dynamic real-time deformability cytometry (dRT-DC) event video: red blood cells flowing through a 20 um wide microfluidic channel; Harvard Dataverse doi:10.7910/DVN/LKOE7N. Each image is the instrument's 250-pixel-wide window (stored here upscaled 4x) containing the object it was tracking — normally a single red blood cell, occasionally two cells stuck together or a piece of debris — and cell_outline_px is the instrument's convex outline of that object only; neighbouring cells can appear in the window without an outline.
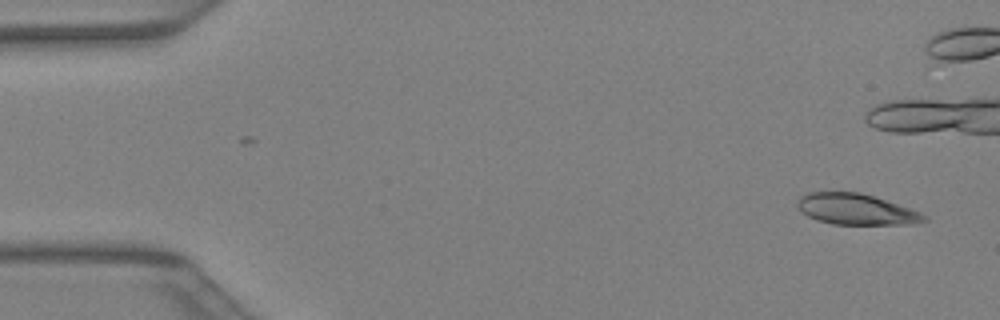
{"species": "Egyptian fruit bat (a non-hibernating species)", "species_latin": "Rousettus aegyptiacus", "temperature_condition": "warm", "stored_images_in_passage": 32, "camera_frame_rate_fps": 3000, "um_per_image_px": 0.085, "animal": {"sex": "female"}, "frame": {"image": 1, "passage_image": 1, "time_ms": 0.0, "image_size_px": [1000, 320], "cell_outline_px": [[928, 220], [912, 224], [832, 224], [816, 220], [808, 216], [796, 204], [800, 196], [808, 192], [860, 192], [920, 212], [928, 216]], "centroid_in_image_um": [72.76, 17.79], "position_along_channel_um": 12.2, "area_um2": 22.54}}